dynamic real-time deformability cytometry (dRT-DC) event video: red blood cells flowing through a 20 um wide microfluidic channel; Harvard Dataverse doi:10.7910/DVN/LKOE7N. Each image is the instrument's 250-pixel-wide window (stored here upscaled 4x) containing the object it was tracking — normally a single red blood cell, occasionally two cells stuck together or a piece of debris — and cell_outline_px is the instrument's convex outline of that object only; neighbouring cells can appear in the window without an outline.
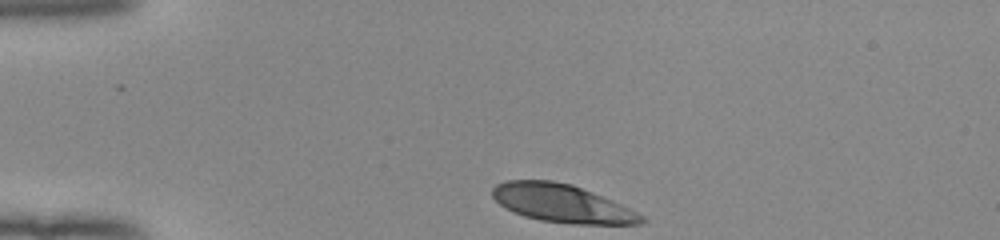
{"species": "human", "species_latin": "Homo sapiens", "temperature_condition": "room temperature", "stored_images_in_passage": 33, "camera_frame_rate_fps": 3000, "um_per_image_px": 0.085, "donor": {"sex": "female"}, "frame": {"image": 1, "passage_image": 1, "time_ms": 0.0, "image_size_px": [1000, 240], "cell_outline_px": [[648, 220], [644, 224], [572, 224], [540, 220], [524, 216], [512, 212], [504, 208], [492, 196], [492, 188], [496, 184], [508, 180], [552, 180], [572, 184], [612, 200], [644, 216]], "centroid_in_image_um": [47.76, 17.29], "position_along_channel_um": 37.2, "area_um2": 33.12}}
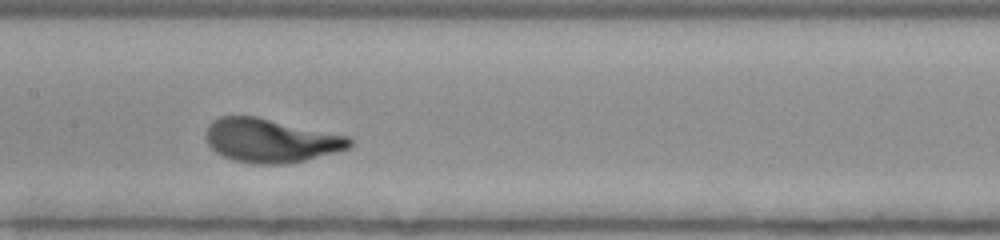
{"frame": {"image": 2, "passage_image": 16, "time_ms": 5.0, "image_size_px": [1000, 240], "cell_outline_px": [[352, 144], [348, 148], [304, 160], [288, 164], [252, 164], [232, 160], [216, 152], [208, 144], [204, 136], [208, 124], [212, 120], [220, 116], [256, 116], [348, 136], [352, 140]], "centroid_in_image_um": [22.95, 11.94], "position_along_channel_um": 184.5, "area_um2": 36.59}}
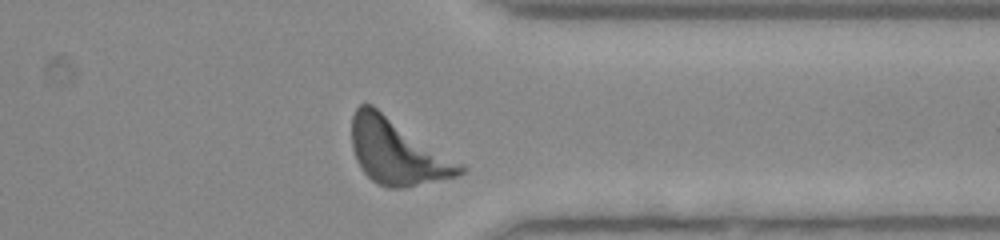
{"frame": {"image": 3, "passage_image": 31, "time_ms": 10.0, "image_size_px": [1000, 240], "cell_outline_px": [[468, 168], [460, 176], [404, 188], [388, 188], [376, 184], [360, 168], [356, 160], [352, 148], [352, 116], [356, 108], [360, 104], [372, 104], [464, 164]], "centroid_in_image_um": [33.79, 12.91], "position_along_channel_um": 377.6, "area_um2": 41.79}, "authors_computed_cell_mechanics": {"area_um2": 35.547, "velocity_mm_per_s": 3.9168, "shape_relaxation_time_tau1_ms": 1.7737, "shape_relaxation_time_tau2_ms": null, "deformation_change_tau1": 0.1759, "deformation_change_tau2": null}}